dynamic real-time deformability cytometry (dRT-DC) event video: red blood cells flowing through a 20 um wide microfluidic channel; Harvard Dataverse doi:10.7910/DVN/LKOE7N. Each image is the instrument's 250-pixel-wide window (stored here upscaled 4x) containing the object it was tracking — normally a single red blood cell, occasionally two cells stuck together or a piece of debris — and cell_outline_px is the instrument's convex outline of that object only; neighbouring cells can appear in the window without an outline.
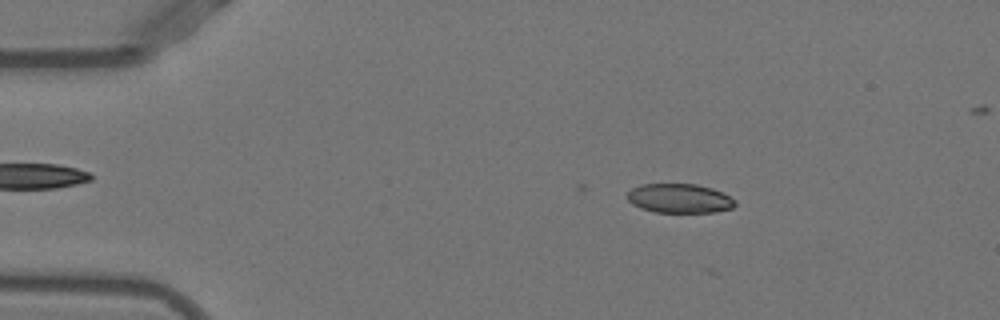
{"species": "Egyptian fruit bat (a non-hibernating species)", "species_latin": "Rousettus aegyptiacus", "temperature_condition": "warm", "stored_images_in_passage": 11, "camera_frame_rate_fps": 3000, "um_per_image_px": 0.085, "animal": {"sex": "female"}, "frame": {"image": 1, "passage_image": 8, "time_ms": 2.333, "image_size_px": [1000, 320], "cell_outline_px": [[736, 204], [732, 208], [716, 212], [656, 212], [640, 208], [632, 204], [628, 200], [628, 192], [632, 188], [640, 184], [696, 184], [712, 188], [736, 200]], "centroid_in_image_um": [57.75, 16.86], "position_along_channel_um": 27.3, "area_um2": 18.32}}